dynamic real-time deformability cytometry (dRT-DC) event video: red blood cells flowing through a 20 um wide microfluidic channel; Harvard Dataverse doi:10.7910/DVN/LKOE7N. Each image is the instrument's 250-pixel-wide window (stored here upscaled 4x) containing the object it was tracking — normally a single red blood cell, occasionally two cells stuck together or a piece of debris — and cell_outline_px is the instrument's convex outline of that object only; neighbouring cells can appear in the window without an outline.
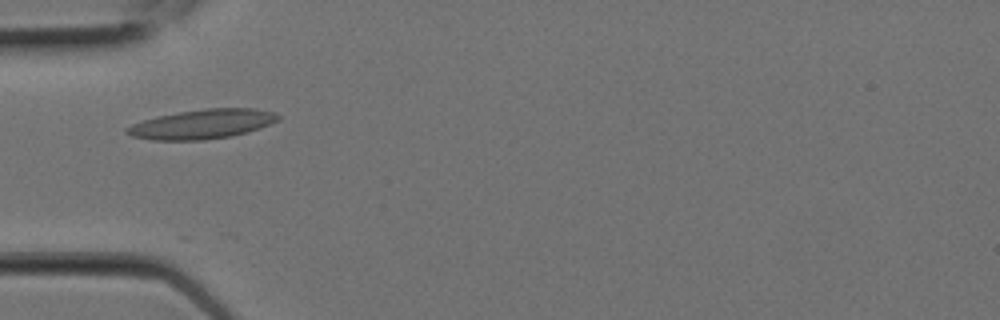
{"species": "Egyptian fruit bat (a non-hibernating species)", "species_latin": "Rousettus aegyptiacus", "temperature_condition": "room temperature", "stored_images_in_passage": 2, "camera_frame_rate_fps": 3000, "um_per_image_px": 0.085, "animal": {"sex": "female"}, "frame": {"image": 1, "passage_image": 1, "time_ms": 0.0, "image_size_px": [1000, 320], "cell_outline_px": [[280, 120], [260, 128], [248, 132], [232, 136], [204, 140], [152, 140], [132, 136], [124, 132], [124, 128], [132, 124], [156, 116], [180, 112], [208, 108], [256, 108], [272, 112], [280, 116]], "centroid_in_image_um": [17.19, 10.55], "position_along_channel_um": 67.8, "area_um2": 26.01}}
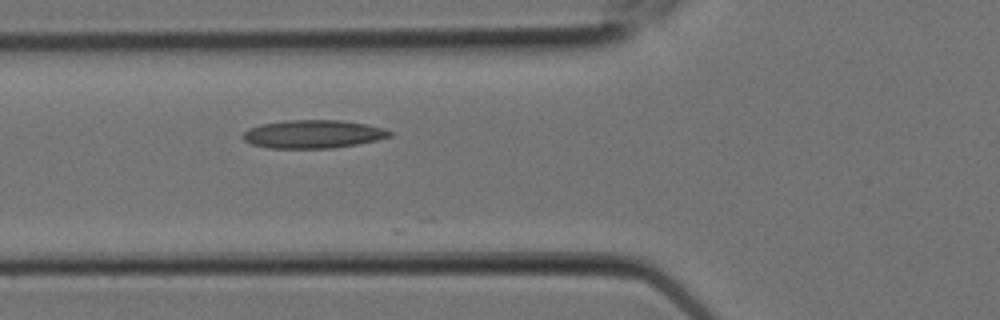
{"frame": {"image": 2, "passage_image": 2, "time_ms": 0.333, "image_size_px": [1000, 320], "cell_outline_px": [[392, 136], [376, 140], [336, 148], [268, 148], [252, 144], [244, 140], [240, 136], [248, 128], [260, 124], [284, 120], [344, 120], [384, 128], [392, 132]], "centroid_in_image_um": [26.58, 11.39], "position_along_channel_um": 99.2, "area_um2": 24.28}}